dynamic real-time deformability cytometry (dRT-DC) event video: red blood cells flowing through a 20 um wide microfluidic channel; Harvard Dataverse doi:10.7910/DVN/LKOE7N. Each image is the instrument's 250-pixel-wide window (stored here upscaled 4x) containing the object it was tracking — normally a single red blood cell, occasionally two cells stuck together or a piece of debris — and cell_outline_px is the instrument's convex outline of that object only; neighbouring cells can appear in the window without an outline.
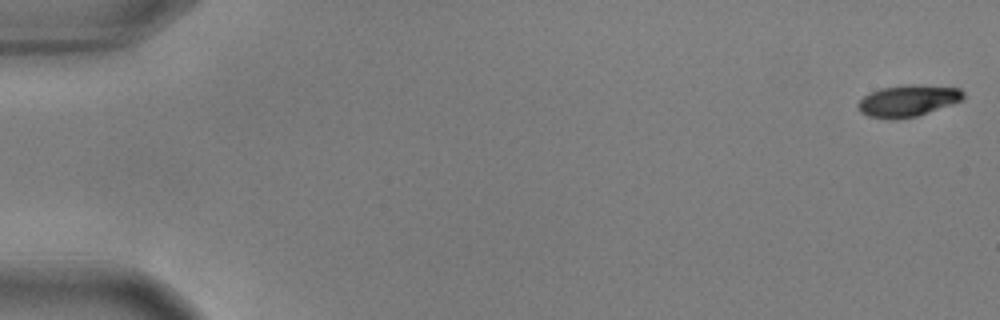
{"species": "common noctule bat (a hibernating species)", "species_latin": "Nyctalus noctula", "temperature_condition": "warm", "stored_images_in_passage": 15, "camera_frame_rate_fps": 3000, "um_per_image_px": 0.085, "animal": {"sex": "male", "body_mass_g": 17.9, "forearm_length_mm": 54.2}, "frame": {"image": 1, "passage_image": 1, "time_ms": 0.0, "image_size_px": [1000, 320], "cell_outline_px": [[964, 100], [916, 116], [896, 120], [888, 120], [868, 116], [860, 112], [856, 104], [864, 96], [880, 88], [904, 84], [920, 84], [960, 88], [964, 92]], "centroid_in_image_um": [77.17, 8.56], "position_along_channel_um": 7.8, "area_um2": 19.71}}
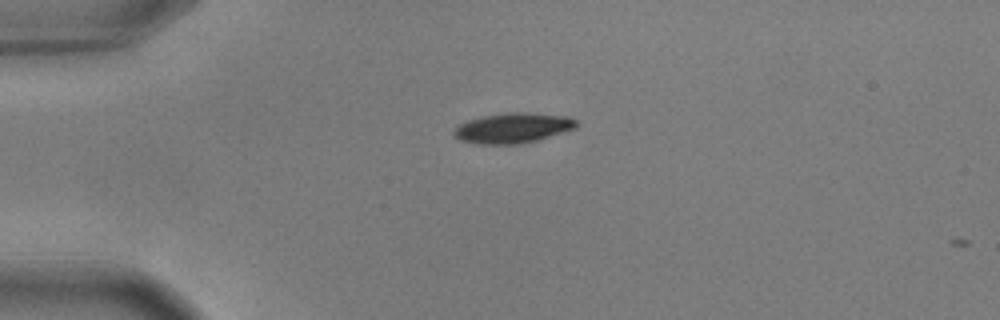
{"frame": {"image": 2, "passage_image": 14, "time_ms": 4.333, "image_size_px": [1000, 320], "cell_outline_px": [[576, 128], [536, 140], [520, 144], [476, 144], [460, 140], [452, 136], [452, 132], [460, 124], [468, 120], [480, 116], [508, 112], [524, 112], [568, 116], [576, 120]], "centroid_in_image_um": [43.55, 10.87], "position_along_channel_um": 41.5, "area_um2": 21.56}}